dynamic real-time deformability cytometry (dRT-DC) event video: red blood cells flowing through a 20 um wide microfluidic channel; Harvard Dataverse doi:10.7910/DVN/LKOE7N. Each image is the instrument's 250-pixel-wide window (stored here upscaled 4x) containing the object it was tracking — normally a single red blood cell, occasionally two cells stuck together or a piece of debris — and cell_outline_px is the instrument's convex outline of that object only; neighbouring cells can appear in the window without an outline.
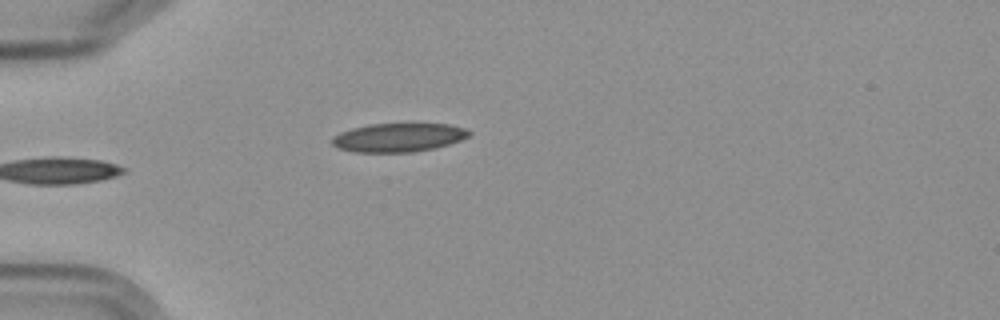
{"species": "Egyptian fruit bat (a non-hibernating species)", "species_latin": "Rousettus aegyptiacus", "temperature_condition": "cold", "stored_images_in_passage": 6, "camera_frame_rate_fps": 3000, "um_per_image_px": 0.085, "frame": {"image": 1, "passage_image": 6, "time_ms": 5.667, "image_size_px": [1000, 320], "cell_outline_px": [[472, 132], [468, 136], [460, 140], [436, 148], [412, 152], [356, 152], [340, 148], [332, 144], [332, 140], [340, 132], [352, 128], [368, 124], [448, 124], [464, 128]], "centroid_in_image_um": [33.89, 11.68], "position_along_channel_um": 51.1, "area_um2": 22.66}}